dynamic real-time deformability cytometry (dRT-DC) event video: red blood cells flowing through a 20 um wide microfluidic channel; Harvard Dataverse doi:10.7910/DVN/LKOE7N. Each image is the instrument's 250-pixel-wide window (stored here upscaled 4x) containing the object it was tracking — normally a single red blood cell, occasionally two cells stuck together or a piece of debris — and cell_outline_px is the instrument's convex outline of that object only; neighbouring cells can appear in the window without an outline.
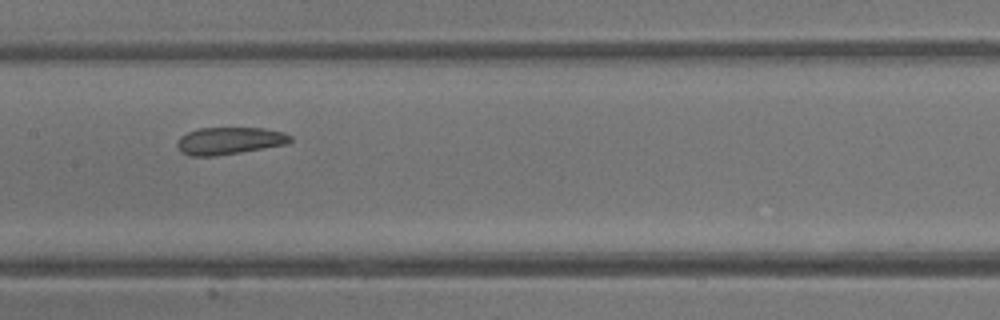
{"species": "common noctule bat (a hibernating species)", "species_latin": "Nyctalus noctula", "temperature_condition": "warm", "stored_images_in_passage": 6, "camera_frame_rate_fps": 3000, "um_per_image_px": 0.085, "animal": {"sex": "male", "body_mass_g": 13.3}, "frame": {"image": 1, "passage_image": 5, "time_ms": 5.0, "image_size_px": [1000, 320], "cell_outline_px": [[292, 140], [284, 144], [240, 152], [216, 156], [188, 156], [180, 152], [176, 144], [180, 136], [188, 132], [200, 128], [264, 128], [284, 132], [292, 136]], "centroid_in_image_um": [19.45, 11.96], "position_along_channel_um": 187.9, "area_um2": 17.92}}
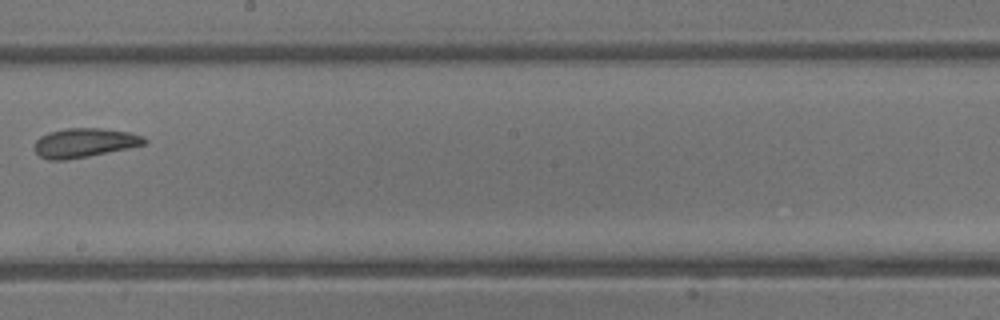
{"frame": {"image": 2, "passage_image": 6, "time_ms": 6.0, "image_size_px": [1000, 320], "cell_outline_px": [[148, 140], [144, 144], [128, 148], [88, 156], [64, 160], [48, 160], [40, 156], [36, 152], [36, 140], [40, 136], [48, 132], [64, 128], [100, 128], [128, 132], [144, 136]], "centroid_in_image_um": [7.17, 12.13], "position_along_channel_um": 241.0, "area_um2": 18.55}}